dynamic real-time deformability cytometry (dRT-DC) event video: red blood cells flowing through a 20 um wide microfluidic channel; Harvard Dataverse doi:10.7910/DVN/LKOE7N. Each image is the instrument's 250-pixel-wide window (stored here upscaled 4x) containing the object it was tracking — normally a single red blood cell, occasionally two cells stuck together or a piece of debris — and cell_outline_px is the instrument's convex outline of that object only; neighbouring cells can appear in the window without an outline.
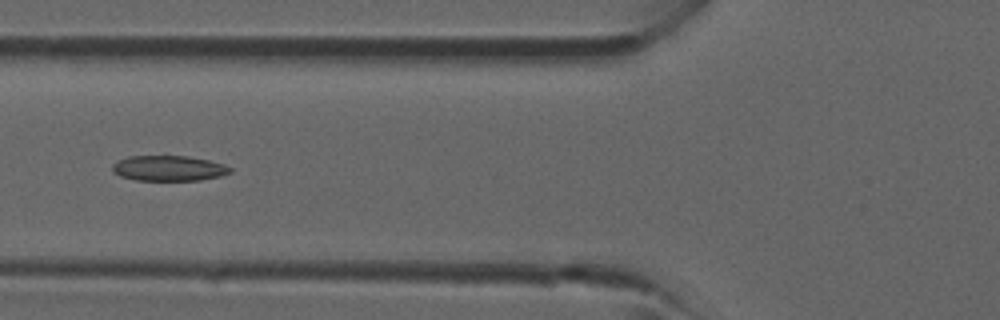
{"species": "common noctule bat (a hibernating species)", "species_latin": "Nyctalus noctula", "temperature_condition": "room temperature", "stored_images_in_passage": 4, "camera_frame_rate_fps": 3000, "um_per_image_px": 0.085, "animal": {"sex": "male", "forearm_length_mm": 52.5}, "frame": {"image": 1, "passage_image": 4, "time_ms": 3.333, "image_size_px": [1000, 320], "cell_outline_px": [[232, 172], [220, 176], [200, 180], [136, 180], [120, 176], [112, 172], [112, 164], [128, 156], [164, 152], [188, 156], [208, 160], [224, 164], [232, 168]], "centroid_in_image_um": [14.31, 14.25], "position_along_channel_um": 111.5, "area_um2": 18.26}}